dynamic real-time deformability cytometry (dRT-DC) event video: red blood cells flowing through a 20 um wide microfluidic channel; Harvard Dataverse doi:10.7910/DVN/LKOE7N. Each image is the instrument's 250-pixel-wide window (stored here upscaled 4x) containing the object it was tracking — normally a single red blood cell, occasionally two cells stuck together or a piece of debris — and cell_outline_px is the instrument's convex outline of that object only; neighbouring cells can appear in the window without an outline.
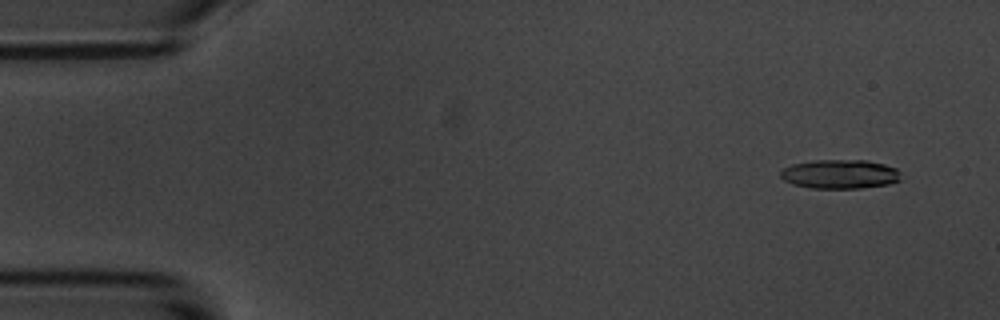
{"species": "common noctule bat (a hibernating species)", "species_latin": "Nyctalus noctula", "temperature_condition": "room temperature", "stored_images_in_passage": 56, "camera_frame_rate_fps": 3000, "um_per_image_px": 0.085, "animal": {"sex": "male", "body_mass_g": 20.1, "forearm_length_mm": 53.5}, "frame": {"image": 1, "passage_image": 4, "time_ms": 1.0, "image_size_px": [1000, 320], "cell_outline_px": [[900, 180], [888, 184], [860, 188], [812, 188], [792, 184], [784, 180], [780, 176], [780, 172], [784, 168], [792, 164], [812, 160], [868, 160], [884, 164], [896, 168]], "centroid_in_image_um": [71.36, 14.79], "position_along_channel_um": 13.6, "area_um2": 20.35}}
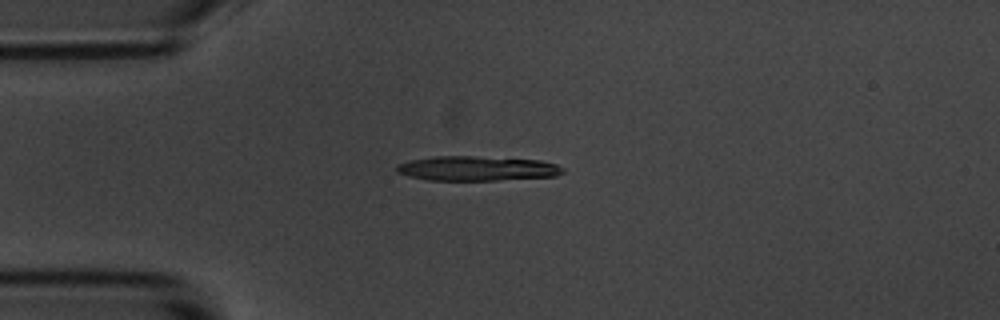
{"frame": {"image": 2, "passage_image": 14, "time_ms": 4.333, "image_size_px": [1000, 320], "cell_outline_px": [[564, 172], [556, 176], [496, 180], [428, 180], [408, 176], [396, 172], [396, 164], [412, 160], [432, 156], [472, 156], [540, 160], [556, 164], [564, 168]], "centroid_in_image_um": [40.53, 14.32], "position_along_channel_um": 44.5, "area_um2": 23.87}}